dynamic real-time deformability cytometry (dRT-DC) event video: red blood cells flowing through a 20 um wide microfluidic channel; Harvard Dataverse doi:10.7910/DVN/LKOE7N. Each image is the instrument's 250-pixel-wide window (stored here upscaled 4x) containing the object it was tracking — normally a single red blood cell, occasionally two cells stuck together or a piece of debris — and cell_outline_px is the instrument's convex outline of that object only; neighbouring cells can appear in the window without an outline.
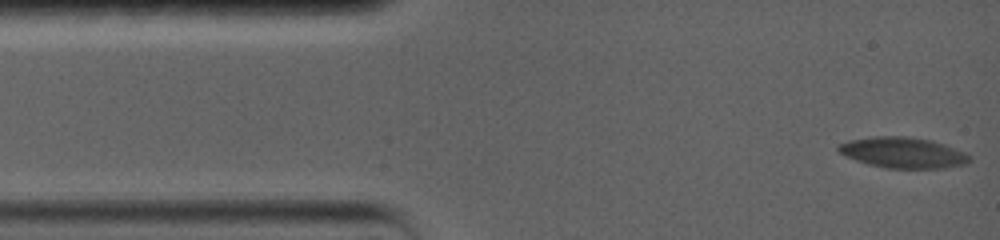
{"species": "common noctule bat (a hibernating species)", "species_latin": "Nyctalus noctula", "temperature_condition": "warm", "stored_images_in_passage": 53, "camera_frame_rate_fps": 5000, "um_per_image_px": 0.085, "animal": {"sex": "female", "body_mass_g": 19.0, "forearm_length_mm": 56.7}, "frame": {"image": 1, "passage_image": 1, "time_ms": 0.0, "image_size_px": [1000, 240], "cell_outline_px": [[968, 160], [960, 164], [944, 168], [884, 168], [868, 164], [848, 156], [840, 152], [836, 148], [840, 144], [852, 140], [880, 136], [904, 136], [928, 140], [964, 152], [968, 156]], "centroid_in_image_um": [76.7, 12.98], "position_along_channel_um": 8.3, "area_um2": 22.54}}
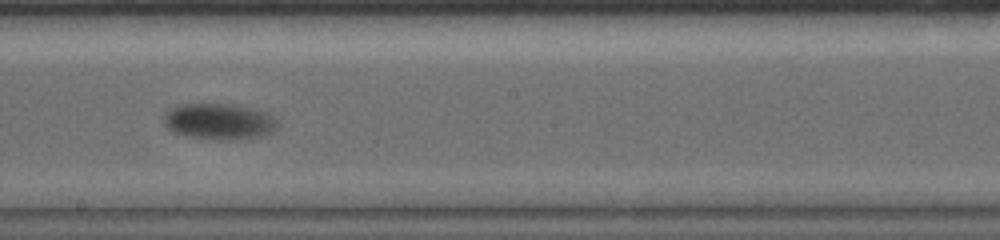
{"frame": {"image": 2, "passage_image": 23, "time_ms": 4.4, "image_size_px": [1000, 240], "cell_outline_px": [[280, 124], [272, 132], [264, 136], [228, 140], [188, 136], [176, 132], [168, 128], [164, 124], [164, 116], [172, 108], [180, 104], [232, 104], [256, 108], [268, 112]], "centroid_in_image_um": [18.7, 10.31], "position_along_channel_um": 229.5, "area_um2": 23.87}}
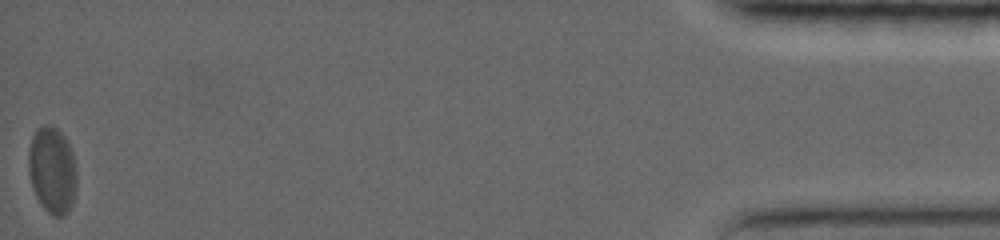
{"frame": {"image": 3, "passage_image": 53, "time_ms": 10.4, "image_size_px": [1000, 240], "cell_outline_px": [[76, 188], [72, 204], [68, 212], [64, 216], [52, 216], [44, 208], [36, 196], [32, 188], [28, 172], [28, 148], [32, 136], [36, 128], [44, 124], [52, 124], [64, 136], [72, 152], [76, 164]], "centroid_in_image_um": [4.42, 14.45], "position_along_channel_um": 430.8, "area_um2": 24.74}}